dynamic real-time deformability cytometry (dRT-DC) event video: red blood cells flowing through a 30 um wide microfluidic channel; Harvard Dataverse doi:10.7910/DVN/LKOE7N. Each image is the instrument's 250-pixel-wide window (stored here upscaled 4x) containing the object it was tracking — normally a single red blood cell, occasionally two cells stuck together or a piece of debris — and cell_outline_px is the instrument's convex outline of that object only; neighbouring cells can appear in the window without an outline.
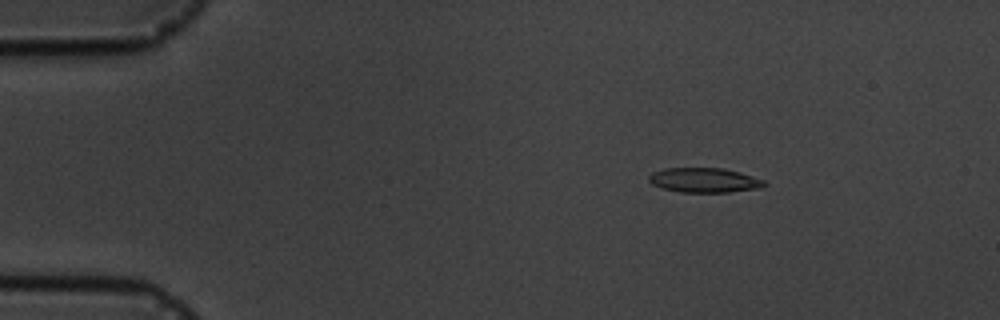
{"species": "common noctule bat (a hibernating species)", "species_latin": "Nyctalus noctula", "temperature_condition": "cold", "stored_images_in_passage": 4, "camera_frame_rate_fps": 3000, "um_per_image_px": 0.085, "animal": {"sex": "male", "body_mass_g": 19.5, "forearm_length_mm": 54.6}, "frame": {"image": 1, "passage_image": 2, "time_ms": 1.0, "image_size_px": [1000, 320], "cell_outline_px": [[768, 184], [756, 188], [728, 192], [680, 192], [664, 188], [652, 184], [648, 180], [648, 176], [652, 172], [664, 168], [724, 168], [764, 180]], "centroid_in_image_um": [59.81, 15.31], "position_along_channel_um": 25.2, "area_um2": 16.36}}